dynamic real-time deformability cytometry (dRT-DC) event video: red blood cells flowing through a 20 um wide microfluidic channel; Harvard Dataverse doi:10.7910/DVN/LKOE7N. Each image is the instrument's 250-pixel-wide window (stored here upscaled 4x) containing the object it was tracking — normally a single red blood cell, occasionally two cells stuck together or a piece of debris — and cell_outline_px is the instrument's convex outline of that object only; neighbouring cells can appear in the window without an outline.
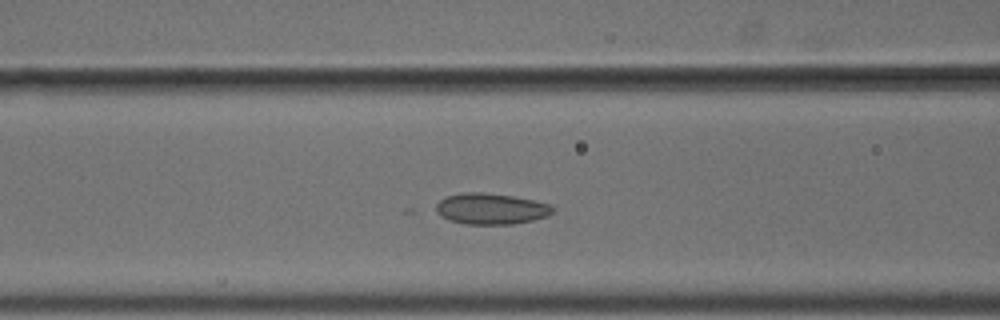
{"species": "common noctule bat (a hibernating species)", "species_latin": "Nyctalus noctula", "temperature_condition": "cold", "stored_images_in_passage": 49, "camera_frame_rate_fps": 3000, "um_per_image_px": 0.085, "animal": {"sex": "male", "body_mass_g": 18.8}, "frame": {"image": 1, "passage_image": 17, "time_ms": 5.333, "image_size_px": [1000, 320], "cell_outline_px": [[556, 208], [548, 216], [532, 220], [512, 224], [464, 224], [448, 220], [432, 212], [436, 204], [440, 200], [448, 196], [464, 192], [480, 192], [512, 196], [532, 200], [548, 204]], "centroid_in_image_um": [41.67, 17.75], "position_along_channel_um": 124.9, "area_um2": 21.21}}
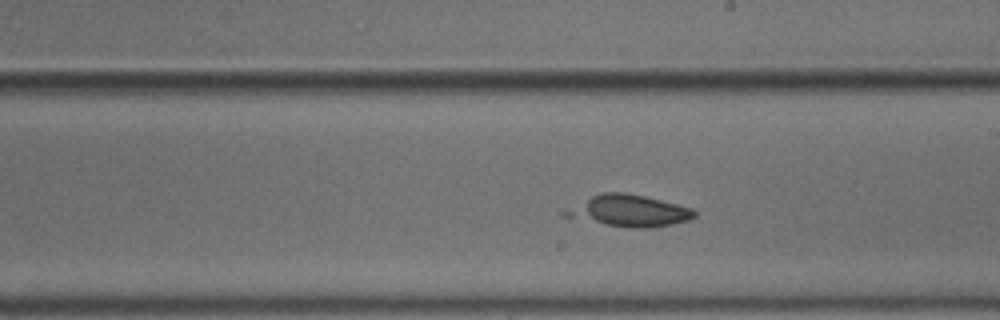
{"frame": {"image": 2, "passage_image": 26, "time_ms": 8.333, "image_size_px": [1000, 320], "cell_outline_px": [[696, 216], [688, 220], [672, 224], [652, 228], [628, 228], [604, 224], [580, 212], [588, 200], [592, 196], [600, 192], [624, 192], [644, 196], [692, 208], [696, 212]], "centroid_in_image_um": [53.96, 17.91], "position_along_channel_um": 235.0, "area_um2": 21.15}}
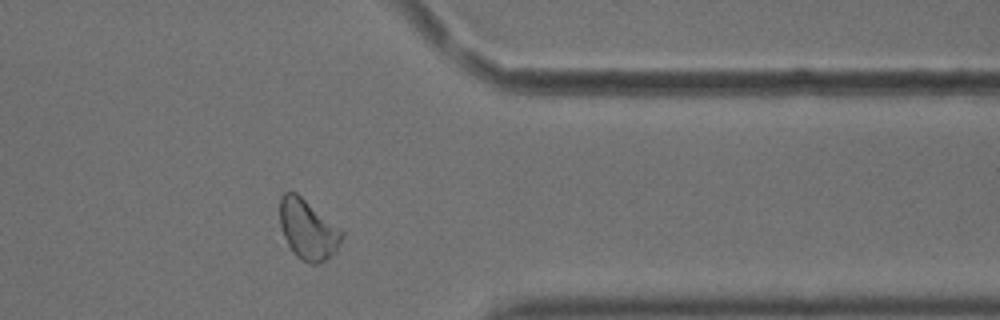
{"frame": {"image": 3, "passage_image": 39, "time_ms": 12.667, "image_size_px": [1000, 320], "cell_outline_px": [[344, 236], [336, 252], [320, 264], [312, 264], [300, 260], [292, 252], [280, 228], [280, 196], [284, 192], [296, 192], [344, 232]], "centroid_in_image_um": [26.17, 19.53], "position_along_channel_um": 385.2, "area_um2": 21.73}}